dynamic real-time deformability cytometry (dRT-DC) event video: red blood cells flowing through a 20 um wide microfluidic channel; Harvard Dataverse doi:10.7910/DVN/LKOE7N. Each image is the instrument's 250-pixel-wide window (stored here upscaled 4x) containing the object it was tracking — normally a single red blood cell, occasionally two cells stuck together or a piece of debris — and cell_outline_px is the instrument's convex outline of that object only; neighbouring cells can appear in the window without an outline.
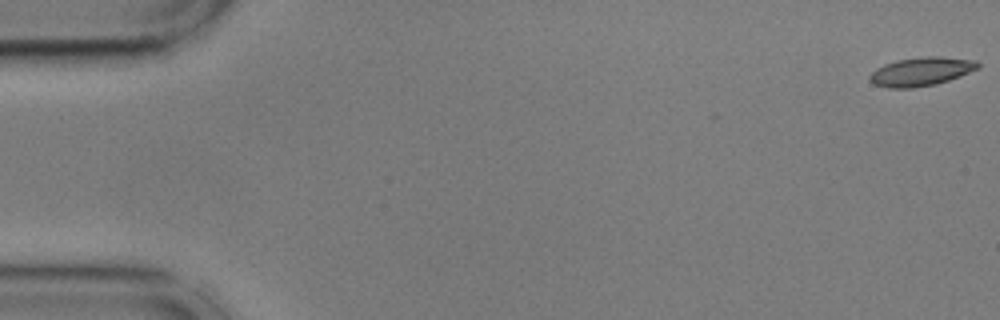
{"species": "common noctule bat (a hibernating species)", "species_latin": "Nyctalus noctula", "temperature_condition": "cold", "stored_images_in_passage": 10, "camera_frame_rate_fps": 3000, "um_per_image_px": 0.085, "animal": {"sex": "male", "body_mass_g": 17.9, "forearm_length_mm": 54.2}, "frame": {"image": 1, "passage_image": 1, "time_ms": 0.0, "image_size_px": [1000, 320], "cell_outline_px": [[980, 68], [960, 76], [936, 84], [912, 88], [888, 88], [872, 84], [868, 80], [868, 76], [876, 68], [884, 64], [896, 60], [920, 56], [940, 56], [976, 60], [980, 64]], "centroid_in_image_um": [78.28, 6.07], "position_along_channel_um": 6.7, "area_um2": 18.38}}